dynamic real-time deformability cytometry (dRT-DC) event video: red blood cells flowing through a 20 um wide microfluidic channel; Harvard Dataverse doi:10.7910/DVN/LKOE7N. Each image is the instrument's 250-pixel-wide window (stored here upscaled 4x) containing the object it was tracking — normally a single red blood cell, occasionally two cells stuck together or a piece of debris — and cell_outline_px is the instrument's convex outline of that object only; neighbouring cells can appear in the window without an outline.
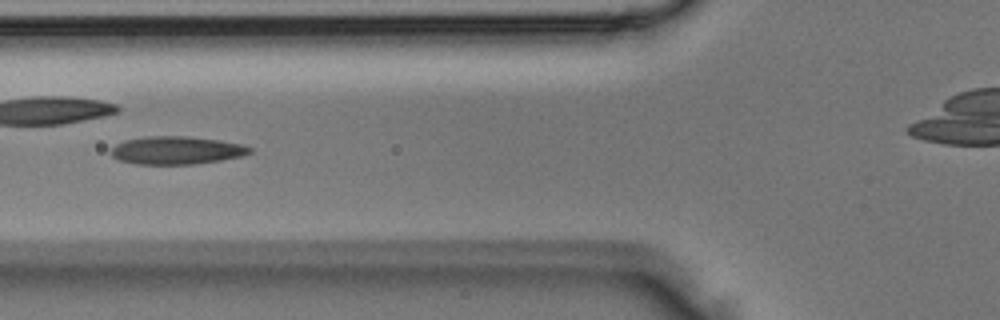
{"species": "Egyptian fruit bat (a non-hibernating species)", "species_latin": "Rousettus aegyptiacus", "temperature_condition": "room temperature", "stored_images_in_passage": 2, "camera_frame_rate_fps": 3000, "um_per_image_px": 0.085, "animal": {"sex": "male"}, "frame": {"image": 1, "passage_image": 2, "time_ms": 0.333, "image_size_px": [1000, 320], "cell_outline_px": [[252, 152], [244, 156], [220, 160], [192, 164], [140, 164], [120, 160], [112, 156], [112, 148], [116, 144], [124, 140], [144, 136], [188, 136], [220, 140], [244, 144], [252, 148]], "centroid_in_image_um": [15.05, 12.76], "position_along_channel_um": 110.8, "area_um2": 22.66}}